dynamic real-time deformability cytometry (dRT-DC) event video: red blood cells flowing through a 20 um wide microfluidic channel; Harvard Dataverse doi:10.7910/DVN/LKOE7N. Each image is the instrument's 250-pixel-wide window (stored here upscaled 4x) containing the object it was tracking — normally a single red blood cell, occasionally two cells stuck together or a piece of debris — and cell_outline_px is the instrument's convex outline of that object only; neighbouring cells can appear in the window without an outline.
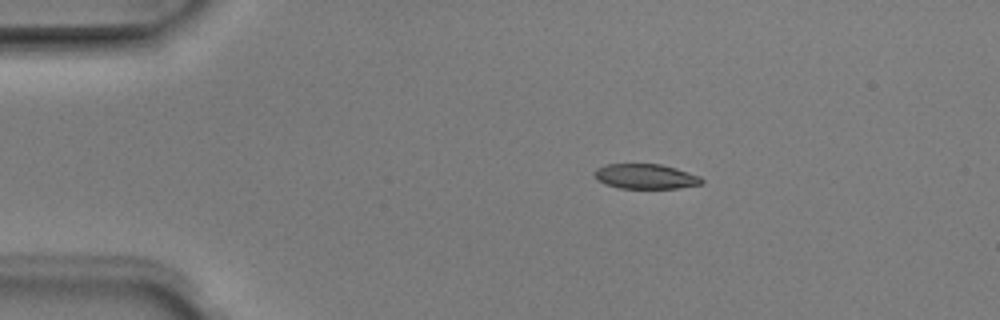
{"species": "Egyptian fruit bat (a non-hibernating species)", "species_latin": "Rousettus aegyptiacus", "temperature_condition": "room temperature", "stored_images_in_passage": 5, "camera_frame_rate_fps": 3000, "um_per_image_px": 0.085, "animal": {"sex": "male"}, "frame": {"image": 1, "passage_image": 3, "time_ms": 0.667, "image_size_px": [1000, 320], "cell_outline_px": [[704, 184], [680, 188], [620, 188], [604, 184], [596, 180], [592, 172], [596, 168], [608, 164], [660, 164], [676, 168], [700, 176], [704, 180]], "centroid_in_image_um": [54.87, 15.0], "position_along_channel_um": 30.1, "area_um2": 15.78}}
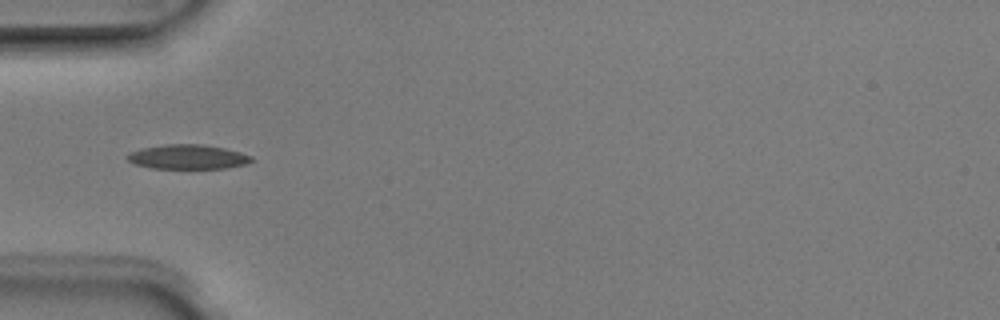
{"frame": {"image": 2, "passage_image": 5, "time_ms": 1.333, "image_size_px": [1000, 320], "cell_outline_px": [[252, 160], [248, 164], [228, 168], [152, 168], [136, 164], [128, 160], [124, 156], [128, 152], [140, 148], [168, 144], [200, 144], [224, 148], [240, 152], [252, 156]], "centroid_in_image_um": [15.94, 13.33], "position_along_channel_um": 69.1, "area_um2": 17.74}}